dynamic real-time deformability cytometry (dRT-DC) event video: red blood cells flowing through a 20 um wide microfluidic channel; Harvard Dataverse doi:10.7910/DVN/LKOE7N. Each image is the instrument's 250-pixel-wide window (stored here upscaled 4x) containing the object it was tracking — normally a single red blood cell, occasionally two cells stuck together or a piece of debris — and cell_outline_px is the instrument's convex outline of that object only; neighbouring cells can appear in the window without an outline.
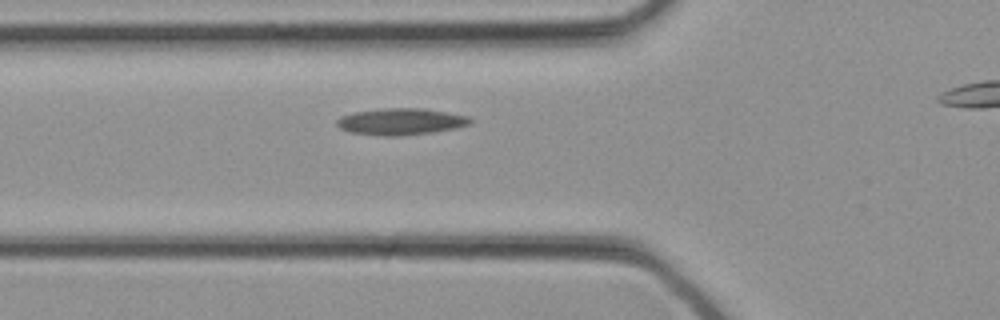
{"species": "common noctule bat (a hibernating species)", "species_latin": "Nyctalus noctula", "temperature_condition": "cold", "stored_images_in_passage": 23, "camera_frame_rate_fps": 3000, "um_per_image_px": 0.085, "animal": {"sex": "female", "body_mass_g": 21.9}, "frame": {"image": 1, "passage_image": 7, "time_ms": 2.0, "image_size_px": [1000, 320], "cell_outline_px": [[472, 124], [456, 128], [432, 132], [400, 136], [380, 136], [348, 132], [340, 128], [336, 124], [336, 120], [340, 116], [352, 112], [380, 108], [424, 108], [448, 112], [468, 116], [472, 120]], "centroid_in_image_um": [34.05, 10.33], "position_along_channel_um": 91.8, "area_um2": 21.04}}
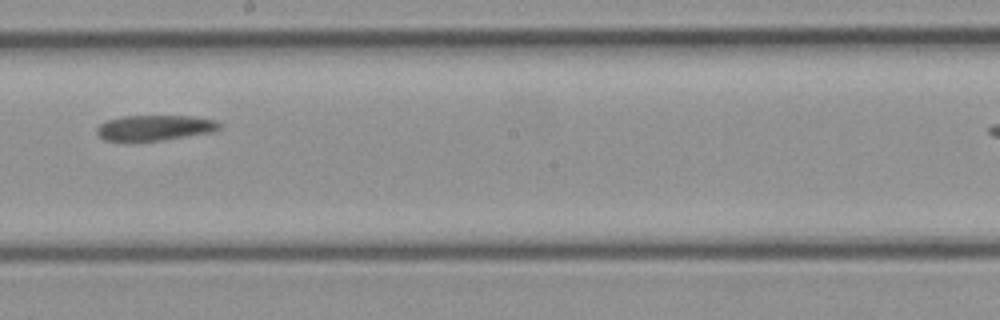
{"frame": {"image": 2, "passage_image": 14, "time_ms": 4.333, "image_size_px": [1000, 320], "cell_outline_px": [[220, 128], [216, 132], [160, 140], [104, 140], [96, 132], [96, 128], [104, 120], [124, 116], [192, 116], [216, 120], [220, 124]], "centroid_in_image_um": [13.17, 10.85], "position_along_channel_um": 235.0, "area_um2": 18.09}}
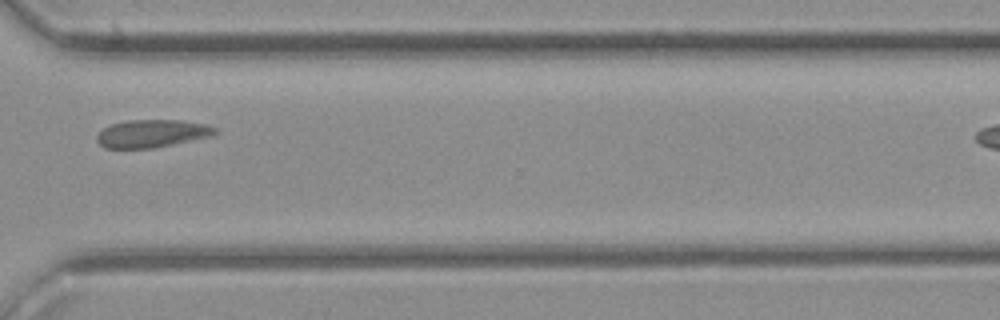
{"frame": {"image": 3, "passage_image": 20, "time_ms": 6.333, "image_size_px": [1000, 320], "cell_outline_px": [[220, 132], [212, 136], [156, 148], [104, 148], [96, 140], [96, 136], [104, 128], [112, 124], [128, 120], [180, 120], [208, 124], [216, 128]], "centroid_in_image_um": [12.97, 11.35], "position_along_channel_um": 357.6, "area_um2": 19.31}}